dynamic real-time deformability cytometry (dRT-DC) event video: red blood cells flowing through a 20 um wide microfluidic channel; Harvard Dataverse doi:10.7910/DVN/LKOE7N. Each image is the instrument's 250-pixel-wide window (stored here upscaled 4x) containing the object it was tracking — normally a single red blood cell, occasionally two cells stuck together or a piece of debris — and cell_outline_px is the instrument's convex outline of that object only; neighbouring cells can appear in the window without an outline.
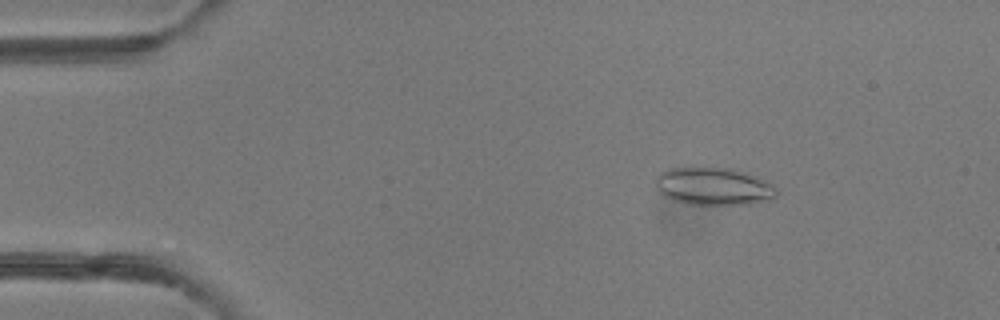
{"species": "common noctule bat (a hibernating species)", "species_latin": "Nyctalus noctula", "temperature_condition": "room temperature", "stored_images_in_passage": 48, "camera_frame_rate_fps": 3000, "um_per_image_px": 0.085, "animal": {"sex": "female"}, "frame": {"image": 1, "passage_image": 7, "time_ms": 2.0, "image_size_px": [1000, 320], "cell_outline_px": [[776, 196], [768, 200], [748, 204], [688, 204], [672, 200], [664, 196], [656, 188], [656, 176], [660, 172], [668, 168], [692, 164], [728, 168], [764, 180], [772, 184], [776, 188]], "centroid_in_image_um": [60.55, 15.8], "position_along_channel_um": 24.4, "area_um2": 26.99}}
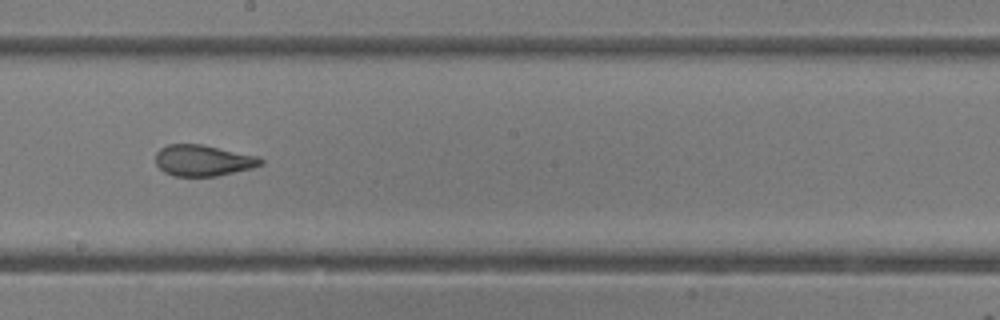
{"frame": {"image": 2, "passage_image": 27, "time_ms": 8.667, "image_size_px": [1000, 320], "cell_outline_px": [[264, 164], [252, 168], [216, 176], [172, 176], [164, 172], [156, 164], [156, 152], [160, 148], [168, 144], [200, 144], [260, 156], [264, 160]], "centroid_in_image_um": [17.28, 13.64], "position_along_channel_um": 230.9, "area_um2": 19.19}}
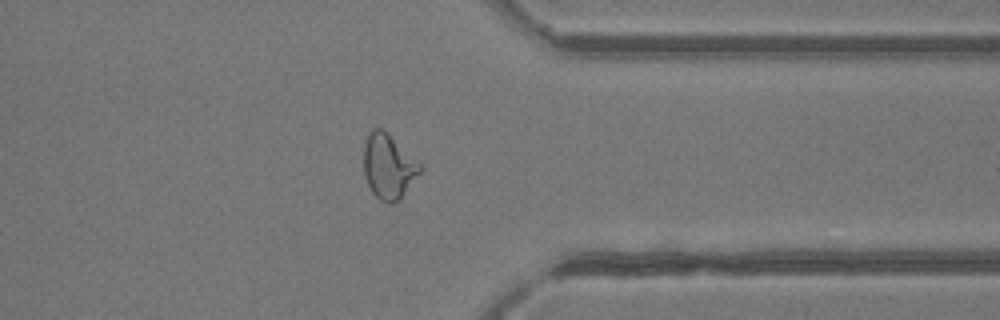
{"frame": {"image": 3, "passage_image": 38, "time_ms": 12.333, "image_size_px": [1000, 320], "cell_outline_px": [[424, 168], [400, 200], [392, 204], [388, 204], [380, 200], [372, 192], [368, 184], [364, 172], [364, 144], [368, 132], [372, 128], [384, 128]], "centroid_in_image_um": [33.02, 14.14], "position_along_channel_um": 378.4, "area_um2": 21.44}, "authors_computed_cell_mechanics": {"area_um2": 21.8195, "velocity_mm_per_s": 4.2151, "shape_relaxation_time_tau1_ms": null, "shape_relaxation_time_tau2_ms": 1.1841, "deformation_change_tau1": null, "deformation_change_tau2": 0.0908}}